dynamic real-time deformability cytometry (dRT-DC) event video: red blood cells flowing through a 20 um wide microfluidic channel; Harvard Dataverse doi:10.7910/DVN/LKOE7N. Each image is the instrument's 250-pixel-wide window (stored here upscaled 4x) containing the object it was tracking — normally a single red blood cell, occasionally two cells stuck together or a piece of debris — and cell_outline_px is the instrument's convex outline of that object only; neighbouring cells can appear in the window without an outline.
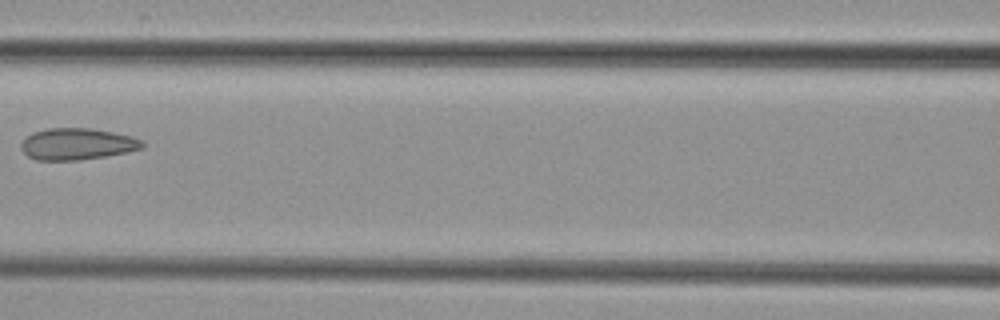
{"species": "common noctule bat (a hibernating species)", "species_latin": "Nyctalus noctula", "temperature_condition": "cold", "stored_images_in_passage": 8, "camera_frame_rate_fps": 3000, "um_per_image_px": 0.085, "animal": {"sex": "female", "body_mass_g": 29.2, "forearm_length_mm": 56.3}, "frame": {"image": 1, "passage_image": 7, "time_ms": 8.333, "image_size_px": [1000, 320], "cell_outline_px": [[144, 148], [128, 152], [80, 160], [36, 160], [28, 156], [20, 148], [20, 144], [32, 132], [48, 128], [92, 128], [132, 136], [144, 140]], "centroid_in_image_um": [6.58, 12.24], "position_along_channel_um": 160.0, "area_um2": 22.43}}
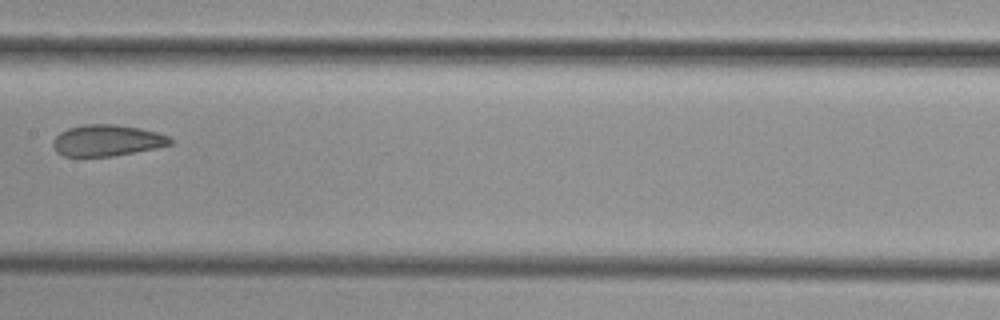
{"frame": {"image": 2, "passage_image": 8, "time_ms": 9.333, "image_size_px": [1000, 320], "cell_outline_px": [[172, 144], [156, 148], [112, 156], [64, 156], [56, 152], [52, 144], [52, 140], [60, 132], [68, 128], [84, 124], [116, 124], [140, 128], [156, 132], [168, 136], [172, 140]], "centroid_in_image_um": [9.07, 11.93], "position_along_channel_um": 198.3, "area_um2": 21.39}}